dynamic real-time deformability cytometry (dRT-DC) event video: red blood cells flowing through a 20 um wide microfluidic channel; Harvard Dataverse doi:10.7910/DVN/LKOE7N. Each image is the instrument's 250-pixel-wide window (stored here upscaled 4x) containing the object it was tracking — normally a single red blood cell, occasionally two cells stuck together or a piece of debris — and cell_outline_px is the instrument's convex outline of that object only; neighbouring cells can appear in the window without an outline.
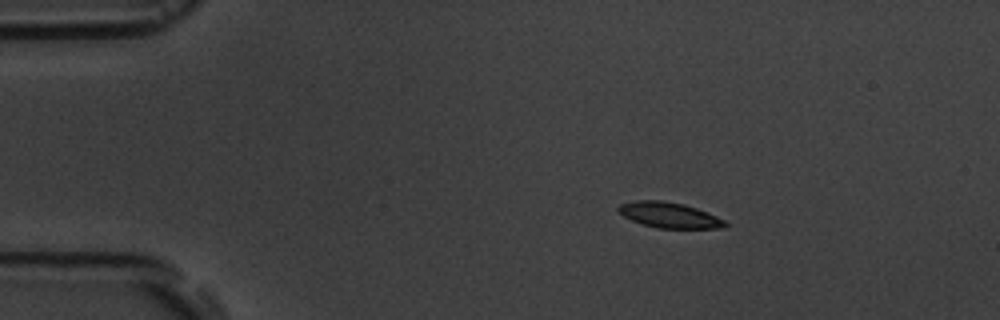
{"species": "common noctule bat (a hibernating species)", "species_latin": "Nyctalus noctula", "temperature_condition": "room temperature", "stored_images_in_passage": 4, "camera_frame_rate_fps": 3000, "um_per_image_px": 0.085, "animal": {"sex": "male", "body_mass_g": 19.5, "forearm_length_mm": 54.6}, "frame": {"image": 1, "passage_image": 2, "time_ms": 1.333, "image_size_px": [1000, 320], "cell_outline_px": [[728, 224], [724, 228], [656, 228], [632, 220], [624, 216], [616, 208], [620, 204], [636, 200], [664, 200], [684, 204], [708, 212], [724, 220]], "centroid_in_image_um": [56.9, 18.27], "position_along_channel_um": 28.1, "area_um2": 15.84}}
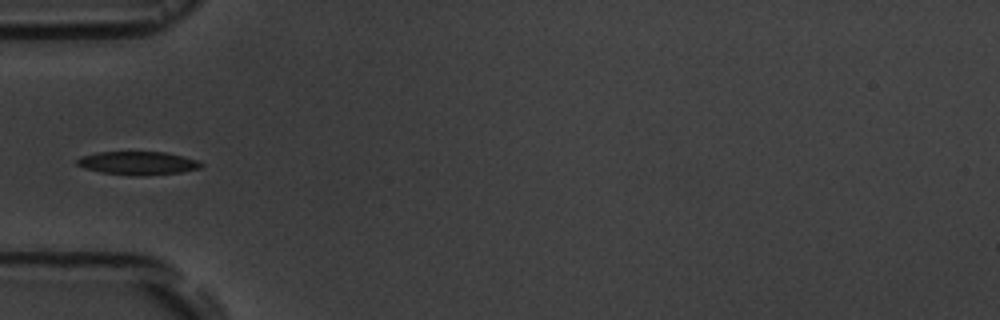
{"frame": {"image": 2, "passage_image": 4, "time_ms": 4.333, "image_size_px": [1000, 320], "cell_outline_px": [[204, 164], [200, 168], [180, 172], [144, 176], [128, 176], [100, 172], [84, 168], [76, 164], [76, 160], [80, 156], [96, 152], [164, 152], [200, 160]], "centroid_in_image_um": [11.7, 13.87], "position_along_channel_um": 73.3, "area_um2": 17.11}}